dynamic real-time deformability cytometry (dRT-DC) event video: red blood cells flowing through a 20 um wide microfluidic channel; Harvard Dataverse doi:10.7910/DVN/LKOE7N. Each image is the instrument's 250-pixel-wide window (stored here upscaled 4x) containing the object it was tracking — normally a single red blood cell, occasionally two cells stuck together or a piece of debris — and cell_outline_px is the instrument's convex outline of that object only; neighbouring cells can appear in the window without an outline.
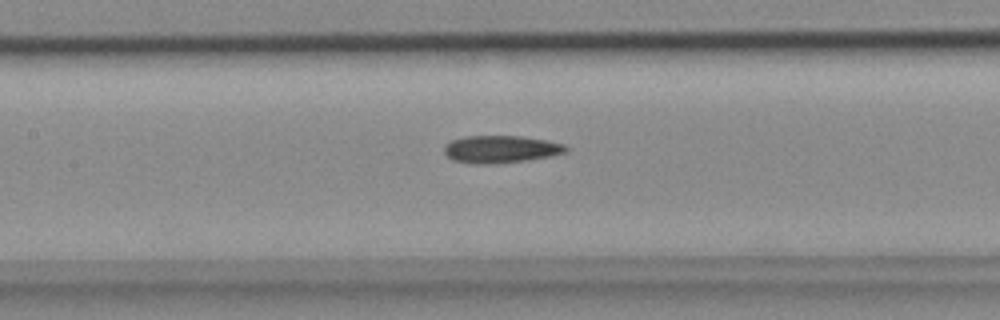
{"species": "common noctule bat (a hibernating species)", "species_latin": "Nyctalus noctula", "temperature_condition": "cold", "stored_images_in_passage": 39, "camera_frame_rate_fps": 3000, "um_per_image_px": 0.085, "animal": {"sex": "female", "body_mass_g": 18.4}, "frame": {"image": 1, "passage_image": 11, "time_ms": 3.333, "image_size_px": [1000, 320], "cell_outline_px": [[568, 152], [528, 160], [492, 164], [472, 164], [452, 160], [444, 152], [444, 144], [452, 140], [468, 136], [520, 136], [548, 140], [564, 144], [568, 148]], "centroid_in_image_um": [42.56, 12.68], "position_along_channel_um": 164.8, "area_um2": 19.54}}
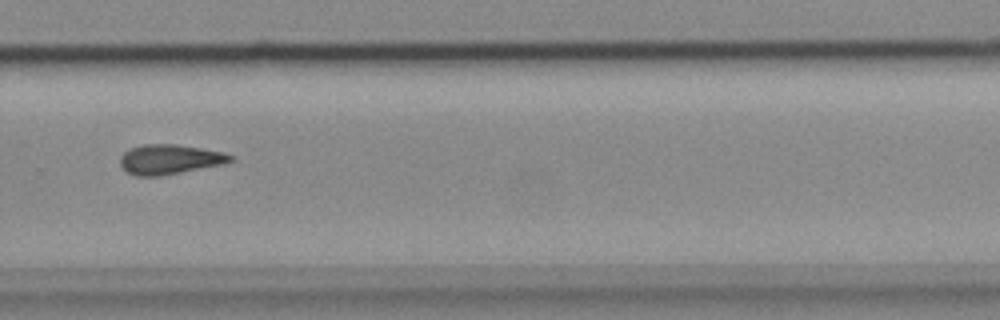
{"frame": {"image": 2, "passage_image": 23, "time_ms": 7.333, "image_size_px": [1000, 320], "cell_outline_px": [[236, 160], [224, 164], [160, 176], [136, 176], [128, 172], [120, 164], [120, 156], [128, 148], [144, 144], [176, 144], [224, 152], [236, 156]], "centroid_in_image_um": [14.46, 13.54], "position_along_channel_um": 315.3, "area_um2": 19.31}}
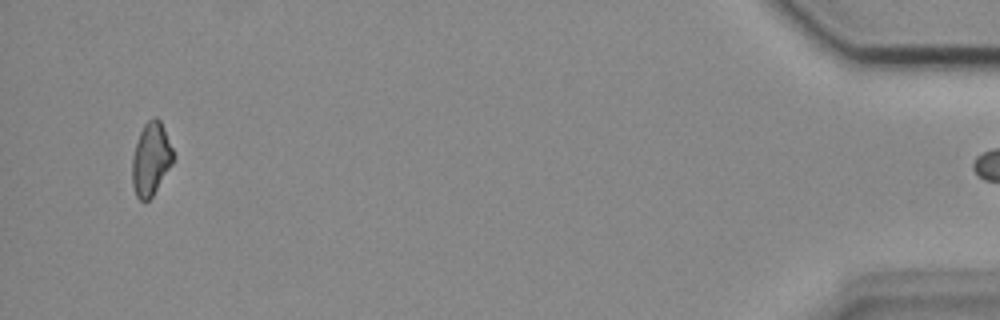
{"frame": {"image": 3, "passage_image": 38, "time_ms": 12.333, "image_size_px": [1000, 320], "cell_outline_px": [[176, 160], [152, 196], [148, 200], [140, 200], [136, 196], [132, 184], [132, 156], [140, 132], [144, 124], [152, 116], [156, 116], [160, 120], [176, 156]], "centroid_in_image_um": [12.85, 13.51], "position_along_channel_um": 422.3, "area_um2": 17.69}}